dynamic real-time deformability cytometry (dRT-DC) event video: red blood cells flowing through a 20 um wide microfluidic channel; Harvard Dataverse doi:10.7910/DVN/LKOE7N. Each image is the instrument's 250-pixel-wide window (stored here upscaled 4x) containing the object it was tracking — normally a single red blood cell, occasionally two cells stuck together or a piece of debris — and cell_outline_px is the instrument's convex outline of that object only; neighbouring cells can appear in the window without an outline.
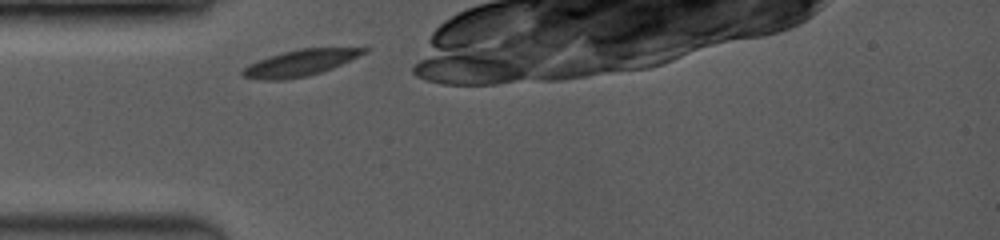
{"species": "common noctule bat (a hibernating species)", "species_latin": "Nyctalus noctula", "temperature_condition": "room temperature", "stored_images_in_passage": 8, "camera_frame_rate_fps": 3500, "um_per_image_px": 0.085, "animal": {"sex": "female", "body_mass_g": 19.0, "forearm_length_mm": 53.3}, "frame": {"image": 1, "passage_image": 1, "time_ms": 0.0, "image_size_px": [1000, 240], "cell_outline_px": [[372, 48], [368, 52], [332, 68], [320, 72], [304, 76], [284, 80], [264, 80], [244, 76], [240, 72], [248, 64], [284, 52], [300, 48], [368, 44]], "centroid_in_image_um": [25.75, 5.27], "position_along_channel_um": 59.2, "area_um2": 19.19}}
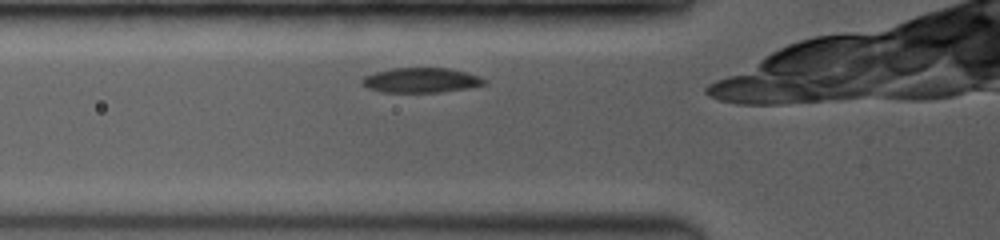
{"frame": {"image": 2, "passage_image": 3, "time_ms": 0.857, "image_size_px": [1000, 240], "cell_outline_px": [[488, 80], [484, 84], [472, 88], [436, 92], [380, 92], [368, 88], [360, 84], [360, 80], [364, 76], [376, 72], [392, 68], [448, 68], [480, 76]], "centroid_in_image_um": [35.77, 6.82], "position_along_channel_um": 90.0, "area_um2": 17.8}}